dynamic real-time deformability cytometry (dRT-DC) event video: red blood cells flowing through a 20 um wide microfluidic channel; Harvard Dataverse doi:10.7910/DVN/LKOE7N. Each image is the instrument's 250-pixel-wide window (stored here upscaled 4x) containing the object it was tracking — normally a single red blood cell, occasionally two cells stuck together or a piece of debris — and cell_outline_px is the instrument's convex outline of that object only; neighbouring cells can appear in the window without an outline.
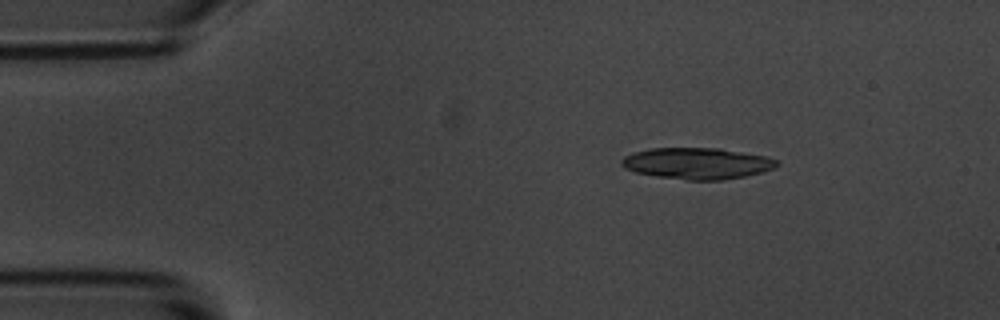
{"species": "common noctule bat (a hibernating species)", "species_latin": "Nyctalus noctula", "temperature_condition": "room temperature", "stored_images_in_passage": 6, "segment_of_instrument_passage": [1, 2], "camera_frame_rate_fps": 3000, "um_per_image_px": 0.085, "animal": {"sex": "male", "body_mass_g": 20.1, "forearm_length_mm": 53.5}, "frame": {"image": 1, "passage_image": 3, "time_ms": 2.333, "image_size_px": [1000, 320], "cell_outline_px": [[780, 164], [764, 172], [724, 180], [688, 180], [656, 176], [636, 172], [624, 168], [620, 164], [620, 160], [624, 156], [632, 152], [648, 148], [720, 148], [764, 156], [776, 160]], "centroid_in_image_um": [59.21, 13.88], "position_along_channel_um": 25.8, "area_um2": 28.44}}